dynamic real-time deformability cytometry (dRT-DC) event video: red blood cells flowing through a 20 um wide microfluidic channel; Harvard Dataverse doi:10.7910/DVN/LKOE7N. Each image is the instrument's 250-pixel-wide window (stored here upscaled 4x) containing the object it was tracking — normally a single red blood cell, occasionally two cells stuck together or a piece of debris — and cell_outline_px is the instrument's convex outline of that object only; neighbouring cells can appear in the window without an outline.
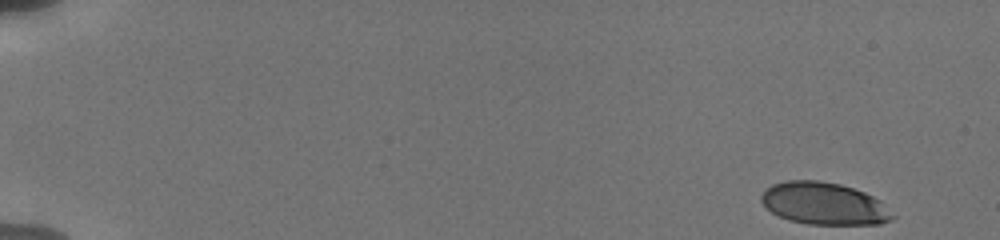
{"species": "human", "species_latin": "Homo sapiens", "temperature_condition": "cold", "stored_images_in_passage": 65, "camera_frame_rate_fps": 3000, "um_per_image_px": 0.085, "donor": {"sex": "male"}, "frame": {"image": 1, "passage_image": 1, "time_ms": 0.0, "image_size_px": [1000, 240], "cell_outline_px": [[896, 216], [892, 220], [880, 224], [808, 224], [788, 220], [772, 212], [760, 200], [760, 196], [772, 184], [784, 180], [820, 180], [840, 184], [864, 192], [880, 200]], "centroid_in_image_um": [70.06, 17.3], "position_along_channel_um": 14.9, "area_um2": 32.31}}
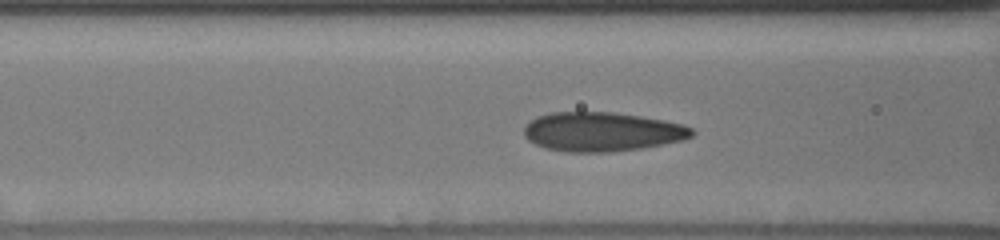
{"frame": {"image": 2, "passage_image": 27, "time_ms": 7.0, "image_size_px": [1000, 240], "cell_outline_px": [[696, 132], [692, 136], [684, 140], [644, 148], [608, 152], [568, 152], [544, 148], [528, 140], [524, 136], [524, 128], [536, 116], [552, 112], [612, 112], [640, 116], [664, 120], [684, 124], [692, 128]], "centroid_in_image_um": [51.2, 11.2], "position_along_channel_um": 115.4, "area_um2": 38.55}}
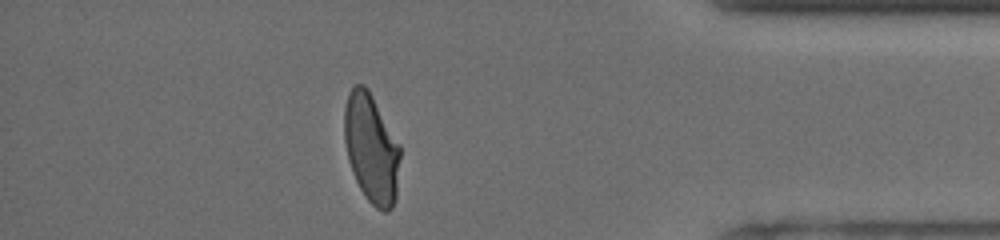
{"frame": {"image": 3, "passage_image": 57, "time_ms": 15.333, "image_size_px": [1000, 240], "cell_outline_px": [[400, 156], [396, 200], [392, 208], [388, 212], [384, 212], [376, 208], [364, 196], [356, 180], [348, 160], [344, 140], [344, 108], [348, 92], [356, 84], [364, 84], [368, 88], [400, 144]], "centroid_in_image_um": [31.57, 12.62], "position_along_channel_um": 403.6, "area_um2": 35.78}, "authors_computed_cell_mechanics": {"area_um2": 35.7782, "velocity_mm_per_s": 3.7787, "shape_relaxation_time_tau1_ms": 5.2981, "shape_relaxation_time_tau2_ms": 0.8195, "deformation_change_tau1": 0.1655, "deformation_change_tau2": 0.0511}}